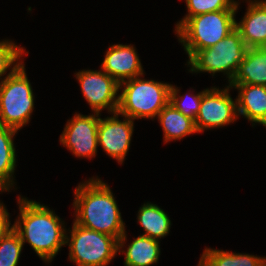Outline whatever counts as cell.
<instances>
[{"mask_svg":"<svg viewBox=\"0 0 266 266\" xmlns=\"http://www.w3.org/2000/svg\"><path fill=\"white\" fill-rule=\"evenodd\" d=\"M74 195V222L115 237L118 248L124 249L127 241L126 226L109 185L100 178L92 177L78 184Z\"/></svg>","mask_w":266,"mask_h":266,"instance_id":"6da1fadb","label":"cell"},{"mask_svg":"<svg viewBox=\"0 0 266 266\" xmlns=\"http://www.w3.org/2000/svg\"><path fill=\"white\" fill-rule=\"evenodd\" d=\"M19 215L13 229L19 234L45 263H50L65 246L66 231L64 221L48 206L40 202L18 196Z\"/></svg>","mask_w":266,"mask_h":266,"instance_id":"7a4b0ae2","label":"cell"},{"mask_svg":"<svg viewBox=\"0 0 266 266\" xmlns=\"http://www.w3.org/2000/svg\"><path fill=\"white\" fill-rule=\"evenodd\" d=\"M138 76L119 85L122 89L119 95L117 112L133 120L154 119L169 103L171 84L146 80ZM124 86V87H123Z\"/></svg>","mask_w":266,"mask_h":266,"instance_id":"3957f363","label":"cell"},{"mask_svg":"<svg viewBox=\"0 0 266 266\" xmlns=\"http://www.w3.org/2000/svg\"><path fill=\"white\" fill-rule=\"evenodd\" d=\"M238 5L236 10L213 11L190 17L174 31L189 58L198 50L212 47L235 29Z\"/></svg>","mask_w":266,"mask_h":266,"instance_id":"277c9868","label":"cell"},{"mask_svg":"<svg viewBox=\"0 0 266 266\" xmlns=\"http://www.w3.org/2000/svg\"><path fill=\"white\" fill-rule=\"evenodd\" d=\"M24 62L0 82V124L20 130L34 110V93Z\"/></svg>","mask_w":266,"mask_h":266,"instance_id":"5b68a950","label":"cell"},{"mask_svg":"<svg viewBox=\"0 0 266 266\" xmlns=\"http://www.w3.org/2000/svg\"><path fill=\"white\" fill-rule=\"evenodd\" d=\"M247 50L240 32L235 28L212 47L196 51L187 61L189 72H207L212 76L222 72L230 84Z\"/></svg>","mask_w":266,"mask_h":266,"instance_id":"8992f818","label":"cell"},{"mask_svg":"<svg viewBox=\"0 0 266 266\" xmlns=\"http://www.w3.org/2000/svg\"><path fill=\"white\" fill-rule=\"evenodd\" d=\"M66 233L65 245L69 246V258L77 266H107L118 252V240L73 221Z\"/></svg>","mask_w":266,"mask_h":266,"instance_id":"52a82bcc","label":"cell"},{"mask_svg":"<svg viewBox=\"0 0 266 266\" xmlns=\"http://www.w3.org/2000/svg\"><path fill=\"white\" fill-rule=\"evenodd\" d=\"M229 85L224 89L214 87L204 89L199 112L195 119L197 132L225 127L238 119L237 101L230 95Z\"/></svg>","mask_w":266,"mask_h":266,"instance_id":"ba28073f","label":"cell"},{"mask_svg":"<svg viewBox=\"0 0 266 266\" xmlns=\"http://www.w3.org/2000/svg\"><path fill=\"white\" fill-rule=\"evenodd\" d=\"M82 95L93 113L108 110L117 112L119 103V83L104 70H79L75 73Z\"/></svg>","mask_w":266,"mask_h":266,"instance_id":"9c48e42d","label":"cell"},{"mask_svg":"<svg viewBox=\"0 0 266 266\" xmlns=\"http://www.w3.org/2000/svg\"><path fill=\"white\" fill-rule=\"evenodd\" d=\"M101 113L83 115L75 113L66 122L60 143L78 158H94L98 148V125Z\"/></svg>","mask_w":266,"mask_h":266,"instance_id":"30bf717a","label":"cell"},{"mask_svg":"<svg viewBox=\"0 0 266 266\" xmlns=\"http://www.w3.org/2000/svg\"><path fill=\"white\" fill-rule=\"evenodd\" d=\"M113 116L101 118L98 125V145L102 147L104 152L111 158L123 164L134 132V120L122 116L119 119V113H112Z\"/></svg>","mask_w":266,"mask_h":266,"instance_id":"8fae6325","label":"cell"},{"mask_svg":"<svg viewBox=\"0 0 266 266\" xmlns=\"http://www.w3.org/2000/svg\"><path fill=\"white\" fill-rule=\"evenodd\" d=\"M100 65L119 84L144 75L141 59L133 45L114 44L108 47Z\"/></svg>","mask_w":266,"mask_h":266,"instance_id":"7c38bea8","label":"cell"},{"mask_svg":"<svg viewBox=\"0 0 266 266\" xmlns=\"http://www.w3.org/2000/svg\"><path fill=\"white\" fill-rule=\"evenodd\" d=\"M244 17L235 28L248 48L266 47V1L247 2Z\"/></svg>","mask_w":266,"mask_h":266,"instance_id":"4fadbf2b","label":"cell"},{"mask_svg":"<svg viewBox=\"0 0 266 266\" xmlns=\"http://www.w3.org/2000/svg\"><path fill=\"white\" fill-rule=\"evenodd\" d=\"M238 90V116H244L252 126L260 124L266 127V86L237 84L229 85Z\"/></svg>","mask_w":266,"mask_h":266,"instance_id":"5bb4252c","label":"cell"},{"mask_svg":"<svg viewBox=\"0 0 266 266\" xmlns=\"http://www.w3.org/2000/svg\"><path fill=\"white\" fill-rule=\"evenodd\" d=\"M237 84L266 86V47L248 48L244 60L228 85Z\"/></svg>","mask_w":266,"mask_h":266,"instance_id":"9a60e30c","label":"cell"},{"mask_svg":"<svg viewBox=\"0 0 266 266\" xmlns=\"http://www.w3.org/2000/svg\"><path fill=\"white\" fill-rule=\"evenodd\" d=\"M18 130L0 124V192H9L15 185L16 150L14 139ZM14 184V185H13Z\"/></svg>","mask_w":266,"mask_h":266,"instance_id":"2e32d148","label":"cell"},{"mask_svg":"<svg viewBox=\"0 0 266 266\" xmlns=\"http://www.w3.org/2000/svg\"><path fill=\"white\" fill-rule=\"evenodd\" d=\"M164 132V142L180 140L187 135L198 133L195 122L184 116L172 104L168 103L156 116Z\"/></svg>","mask_w":266,"mask_h":266,"instance_id":"e0dca14e","label":"cell"},{"mask_svg":"<svg viewBox=\"0 0 266 266\" xmlns=\"http://www.w3.org/2000/svg\"><path fill=\"white\" fill-rule=\"evenodd\" d=\"M118 248V253H125L124 266H150L158 263L160 241L139 235L127 247L126 251Z\"/></svg>","mask_w":266,"mask_h":266,"instance_id":"ac0fdd59","label":"cell"},{"mask_svg":"<svg viewBox=\"0 0 266 266\" xmlns=\"http://www.w3.org/2000/svg\"><path fill=\"white\" fill-rule=\"evenodd\" d=\"M137 222L145 231L142 235L160 240L170 232L171 220L163 209L151 202L144 203L138 211Z\"/></svg>","mask_w":266,"mask_h":266,"instance_id":"d6986e66","label":"cell"},{"mask_svg":"<svg viewBox=\"0 0 266 266\" xmlns=\"http://www.w3.org/2000/svg\"><path fill=\"white\" fill-rule=\"evenodd\" d=\"M266 257L205 248L197 266H261Z\"/></svg>","mask_w":266,"mask_h":266,"instance_id":"ffe728a7","label":"cell"},{"mask_svg":"<svg viewBox=\"0 0 266 266\" xmlns=\"http://www.w3.org/2000/svg\"><path fill=\"white\" fill-rule=\"evenodd\" d=\"M187 14L175 25V31L190 17L220 10H236L235 0H185Z\"/></svg>","mask_w":266,"mask_h":266,"instance_id":"44dd1931","label":"cell"},{"mask_svg":"<svg viewBox=\"0 0 266 266\" xmlns=\"http://www.w3.org/2000/svg\"><path fill=\"white\" fill-rule=\"evenodd\" d=\"M179 91L180 89H178V87L171 84L169 92V103L172 104L184 116L190 117L195 121L196 116L199 112V107L204 90L198 92L197 94H190L189 92H186V94L182 96L179 95Z\"/></svg>","mask_w":266,"mask_h":266,"instance_id":"7402d4cb","label":"cell"},{"mask_svg":"<svg viewBox=\"0 0 266 266\" xmlns=\"http://www.w3.org/2000/svg\"><path fill=\"white\" fill-rule=\"evenodd\" d=\"M24 52L25 49L23 47L17 46L11 40L5 39L0 41V80L1 81L4 80L7 76H9L19 65H21L24 62L22 61L23 60L22 56ZM8 70H10L9 73H7ZM5 74L6 76H4Z\"/></svg>","mask_w":266,"mask_h":266,"instance_id":"603a6c76","label":"cell"},{"mask_svg":"<svg viewBox=\"0 0 266 266\" xmlns=\"http://www.w3.org/2000/svg\"><path fill=\"white\" fill-rule=\"evenodd\" d=\"M19 234L11 229L0 238V266H17L23 249Z\"/></svg>","mask_w":266,"mask_h":266,"instance_id":"cb8c5ba5","label":"cell"},{"mask_svg":"<svg viewBox=\"0 0 266 266\" xmlns=\"http://www.w3.org/2000/svg\"><path fill=\"white\" fill-rule=\"evenodd\" d=\"M10 215L3 202L0 201V238L6 235L11 229Z\"/></svg>","mask_w":266,"mask_h":266,"instance_id":"d4e9b609","label":"cell"},{"mask_svg":"<svg viewBox=\"0 0 266 266\" xmlns=\"http://www.w3.org/2000/svg\"><path fill=\"white\" fill-rule=\"evenodd\" d=\"M247 2H252V1H266V0H246Z\"/></svg>","mask_w":266,"mask_h":266,"instance_id":"484cf974","label":"cell"}]
</instances>
